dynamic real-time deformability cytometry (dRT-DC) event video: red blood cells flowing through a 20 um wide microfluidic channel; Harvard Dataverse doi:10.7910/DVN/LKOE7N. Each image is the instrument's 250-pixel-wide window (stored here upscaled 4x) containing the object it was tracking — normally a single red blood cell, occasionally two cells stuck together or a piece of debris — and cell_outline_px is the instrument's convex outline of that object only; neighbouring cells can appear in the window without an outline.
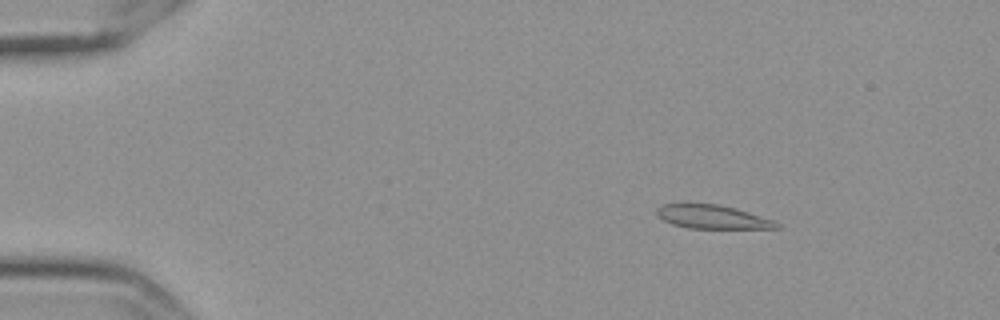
{"species": "Egyptian fruit bat (a non-hibernating species)", "species_latin": "Rousettus aegyptiacus", "temperature_condition": "cold", "stored_images_in_passage": 57, "camera_frame_rate_fps": 3000, "um_per_image_px": 0.085, "frame": {"image": 1, "passage_image": 8, "time_ms": 2.333, "image_size_px": [1000, 320], "cell_outline_px": [[780, 228], [688, 228], [672, 224], [656, 216], [656, 208], [660, 204], [716, 204], [736, 208], [772, 220], [780, 224]], "centroid_in_image_um": [60.5, 18.43], "position_along_channel_um": 24.5, "area_um2": 16.36}}
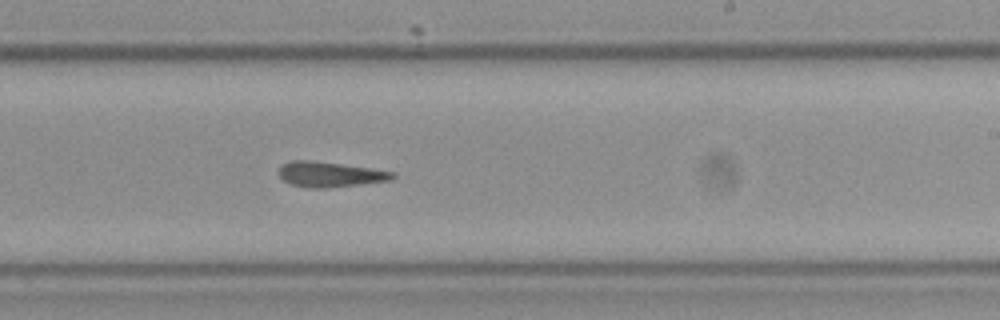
{"frame": {"image": 2, "passage_image": 35, "time_ms": 11.333, "image_size_px": [1000, 320], "cell_outline_px": [[396, 176], [392, 180], [324, 188], [308, 188], [292, 184], [284, 180], [276, 172], [280, 164], [288, 160], [308, 160], [340, 164], [396, 172]], "centroid_in_image_um": [27.98, 14.81], "position_along_channel_um": 261.0, "area_um2": 16.7}}
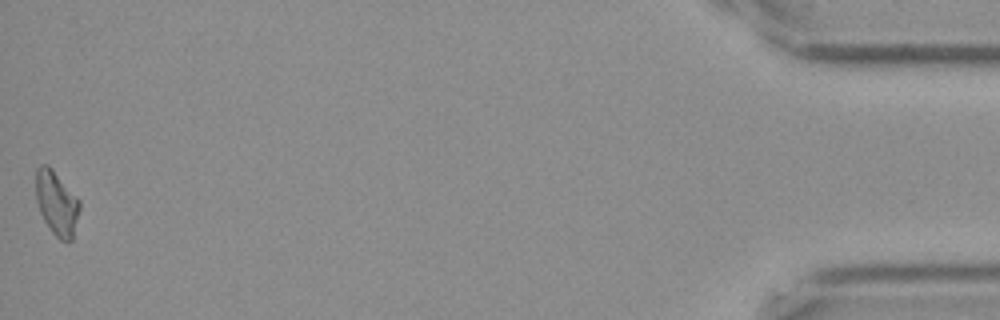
{"frame": {"image": 3, "passage_image": 57, "time_ms": 18.667, "image_size_px": [1000, 320], "cell_outline_px": [[80, 208], [72, 240], [68, 244], [60, 240], [52, 232], [44, 220], [40, 212], [36, 200], [36, 168], [40, 164], [48, 164], [52, 168], [80, 200]], "centroid_in_image_um": [4.82, 17.27], "position_along_channel_um": 430.4, "area_um2": 16.53}, "authors_computed_cell_mechanics": {"area_um2": 16.9932, "velocity_mm_per_s": 3.5412, "shape_relaxation_time_tau1_ms": null, "shape_relaxation_time_tau2_ms": 5.4689, "deformation_change_tau1": null, "deformation_change_tau2": 0.1335}}